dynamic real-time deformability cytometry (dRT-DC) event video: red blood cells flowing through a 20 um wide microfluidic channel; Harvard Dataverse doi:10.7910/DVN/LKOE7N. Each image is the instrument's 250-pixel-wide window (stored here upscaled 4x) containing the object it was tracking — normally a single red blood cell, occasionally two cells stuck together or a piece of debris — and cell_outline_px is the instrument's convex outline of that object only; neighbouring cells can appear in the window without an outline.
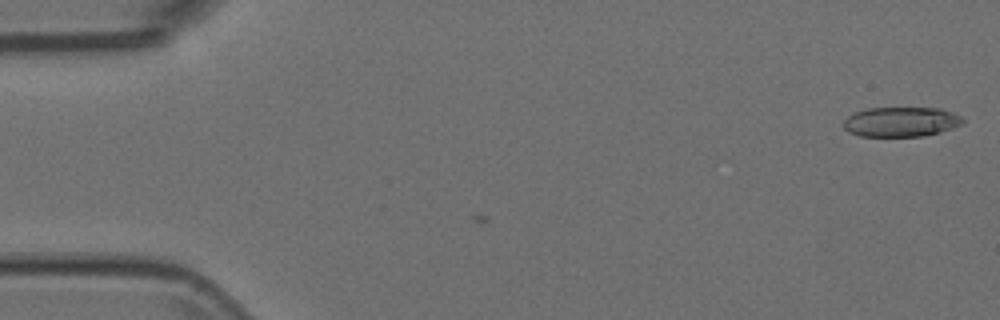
{"species": "Egyptian fruit bat (a non-hibernating species)", "species_latin": "Rousettus aegyptiacus", "temperature_condition": "room temperature", "stored_images_in_passage": 3, "camera_frame_rate_fps": 3000, "um_per_image_px": 0.085, "animal": {"sex": "female"}, "frame": {"image": 1, "passage_image": 3, "time_ms": 0.667, "image_size_px": [1000, 320], "cell_outline_px": [[964, 124], [940, 132], [924, 136], [860, 136], [848, 132], [844, 128], [844, 120], [848, 116], [856, 112], [868, 108], [940, 108], [964, 116]], "centroid_in_image_um": [76.63, 10.35], "position_along_channel_um": 8.4, "area_um2": 20.81}}